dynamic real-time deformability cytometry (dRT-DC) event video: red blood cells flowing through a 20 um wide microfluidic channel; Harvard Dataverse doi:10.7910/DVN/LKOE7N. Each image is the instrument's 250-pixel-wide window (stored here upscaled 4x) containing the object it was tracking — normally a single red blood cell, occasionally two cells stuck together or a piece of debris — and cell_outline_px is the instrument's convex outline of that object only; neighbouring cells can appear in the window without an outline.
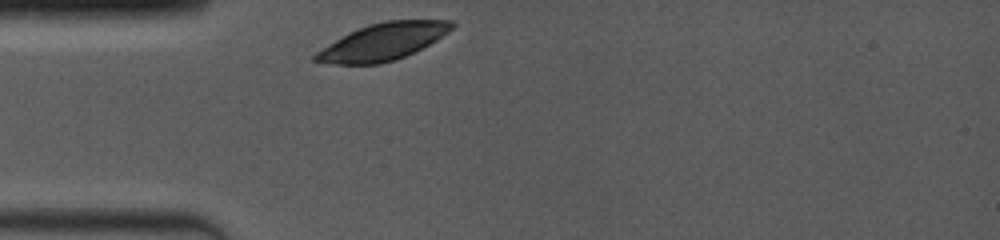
{"species": "common noctule bat (a hibernating species)", "species_latin": "Nyctalus noctula", "temperature_condition": "room temperature", "stored_images_in_passage": 15, "camera_frame_rate_fps": 4000, "um_per_image_px": 0.085, "animal": {"sex": "female", "body_mass_g": 19.0, "forearm_length_mm": 53.3}, "frame": {"image": 1, "passage_image": 1, "time_ms": 0.0, "image_size_px": [1000, 240], "cell_outline_px": [[456, 24], [448, 32], [436, 40], [396, 60], [380, 64], [336, 64], [312, 60], [312, 56], [316, 52], [348, 32], [372, 24], [388, 20], [452, 20]], "centroid_in_image_um": [32.55, 3.55], "position_along_channel_um": 52.5, "area_um2": 28.9}}
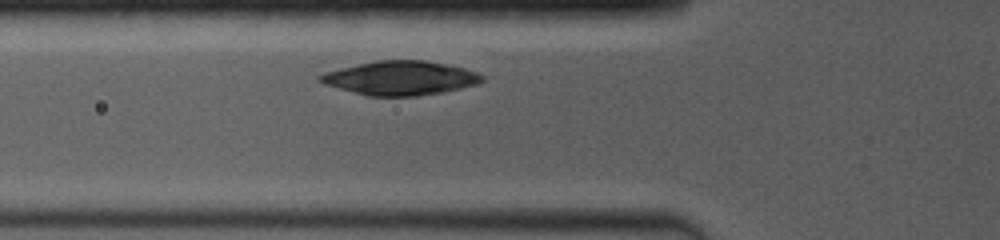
{"frame": {"image": 2, "passage_image": 12, "time_ms": 1.25, "image_size_px": [1000, 240], "cell_outline_px": [[484, 80], [476, 84], [460, 88], [440, 92], [416, 96], [368, 96], [324, 84], [316, 80], [316, 76], [324, 72], [340, 68], [376, 60], [424, 60], [448, 64], [464, 68], [476, 72], [484, 76]], "centroid_in_image_um": [33.99, 6.62], "position_along_channel_um": 91.8, "area_um2": 32.08}}